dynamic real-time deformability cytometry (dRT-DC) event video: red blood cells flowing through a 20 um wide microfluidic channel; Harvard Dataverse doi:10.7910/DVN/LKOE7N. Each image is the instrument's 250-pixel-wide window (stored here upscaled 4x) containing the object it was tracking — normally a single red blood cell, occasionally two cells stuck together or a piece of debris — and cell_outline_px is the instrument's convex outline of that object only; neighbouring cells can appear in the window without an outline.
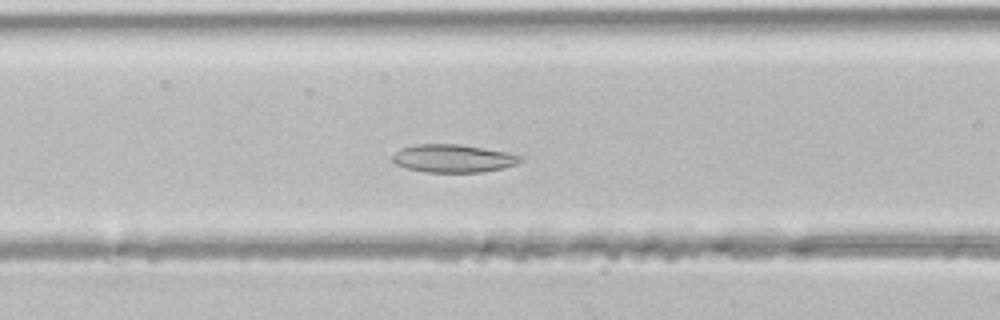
{"species": "common noctule bat (a hibernating species)", "species_latin": "Nyctalus noctula", "temperature_condition": "room temperature", "stored_images_in_passage": 44, "camera_frame_rate_fps": 3000, "um_per_image_px": 0.085, "animal": {"sex": "male", "body_mass_g": 21.5, "forearm_length_mm": 52.0}, "frame": {"image": 1, "passage_image": 17, "time_ms": 5.333, "image_size_px": [1000, 320], "cell_outline_px": [[524, 160], [516, 164], [504, 168], [484, 172], [424, 172], [408, 168], [396, 164], [392, 160], [392, 156], [400, 148], [416, 144], [460, 144], [508, 152], [524, 156]], "centroid_in_image_um": [38.57, 13.46], "position_along_channel_um": 128.0, "area_um2": 21.04}}
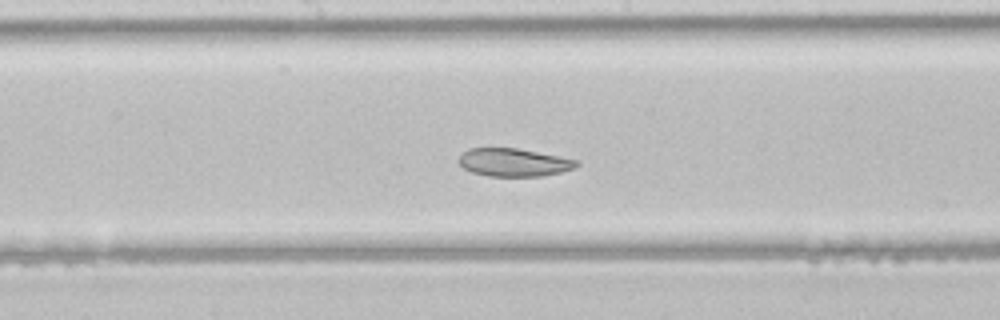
{"frame": {"image": 2, "passage_image": 22, "time_ms": 7.0, "image_size_px": [1000, 320], "cell_outline_px": [[580, 164], [572, 168], [560, 172], [544, 176], [488, 176], [472, 172], [464, 168], [456, 160], [468, 148], [516, 148], [580, 160]], "centroid_in_image_um": [43.66, 13.8], "position_along_channel_um": 204.5, "area_um2": 19.19}}
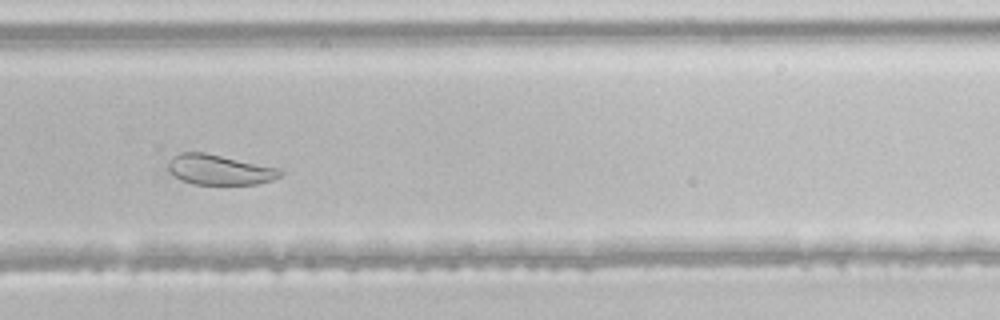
{"frame": {"image": 3, "passage_image": 29, "time_ms": 9.333, "image_size_px": [1000, 320], "cell_outline_px": [[284, 172], [280, 176], [272, 180], [256, 184], [192, 184], [180, 180], [168, 168], [168, 164], [172, 156], [180, 152], [204, 152], [280, 168]], "centroid_in_image_um": [18.67, 14.42], "position_along_channel_um": 311.1, "area_um2": 19.65}}